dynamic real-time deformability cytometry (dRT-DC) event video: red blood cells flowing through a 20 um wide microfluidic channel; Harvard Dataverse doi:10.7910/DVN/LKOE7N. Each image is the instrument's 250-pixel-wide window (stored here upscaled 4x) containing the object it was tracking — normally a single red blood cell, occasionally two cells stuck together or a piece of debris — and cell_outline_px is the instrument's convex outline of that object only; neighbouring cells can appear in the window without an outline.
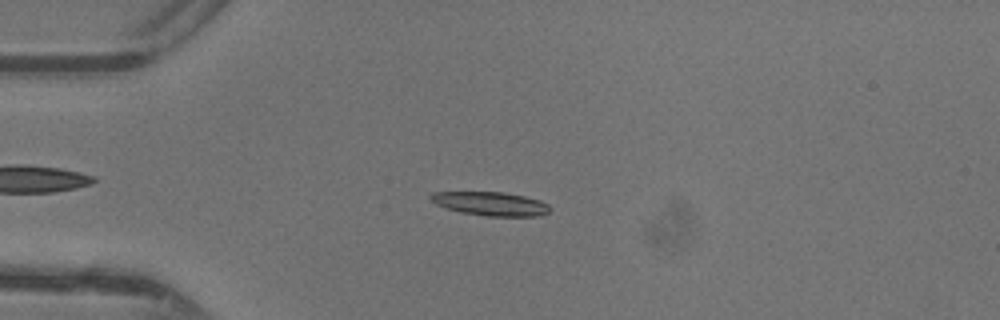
{"species": "common noctule bat (a hibernating species)", "species_latin": "Nyctalus noctula", "temperature_condition": "warm", "stored_images_in_passage": 43, "camera_frame_rate_fps": 3000, "um_per_image_px": 0.085, "animal": {"sex": "female"}, "frame": {"image": 1, "passage_image": 8, "time_ms": 2.333, "image_size_px": [1000, 320], "cell_outline_px": [[552, 208], [548, 212], [540, 216], [484, 216], [460, 212], [436, 204], [428, 196], [432, 192], [504, 192], [524, 196], [540, 200], [548, 204]], "centroid_in_image_um": [41.73, 17.32], "position_along_channel_um": 43.3, "area_um2": 16.53}}
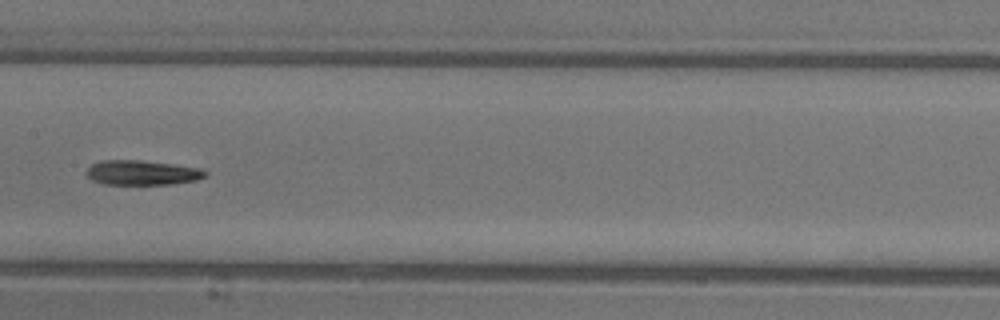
{"frame": {"image": 2, "passage_image": 20, "time_ms": 6.333, "image_size_px": [1000, 320], "cell_outline_px": [[208, 172], [204, 176], [196, 180], [168, 184], [104, 184], [92, 180], [88, 176], [88, 168], [92, 164], [104, 160], [140, 160], [172, 164], [200, 168]], "centroid_in_image_um": [12.08, 14.67], "position_along_channel_um": 195.3, "area_um2": 16.82}}
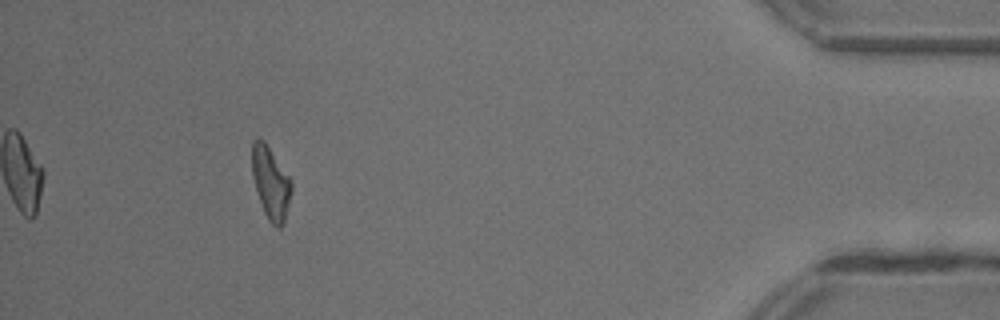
{"frame": {"image": 3, "passage_image": 39, "time_ms": 12.667, "image_size_px": [1000, 320], "cell_outline_px": [[292, 192], [284, 224], [280, 228], [276, 228], [268, 220], [264, 212], [256, 192], [252, 176], [252, 140], [256, 136], [260, 136], [264, 140], [292, 180]], "centroid_in_image_um": [23.01, 15.53], "position_along_channel_um": 412.2, "area_um2": 17.05}, "authors_computed_cell_mechanics": {"area_um2": 16.8198, "velocity_mm_per_s": 4.4072, "shape_relaxation_time_tau1_ms": 6.2697, "shape_relaxation_time_tau2_ms": null, "deformation_change_tau1": 0.237, "deformation_change_tau2": null}}